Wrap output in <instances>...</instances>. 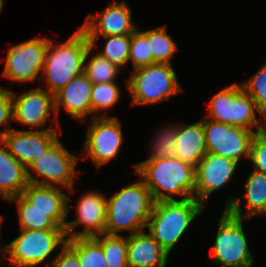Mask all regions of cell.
<instances>
[{"label":"cell","mask_w":266,"mask_h":267,"mask_svg":"<svg viewBox=\"0 0 266 267\" xmlns=\"http://www.w3.org/2000/svg\"><path fill=\"white\" fill-rule=\"evenodd\" d=\"M241 86L254 100L259 115L266 120V62Z\"/></svg>","instance_id":"d6a6232c"},{"label":"cell","mask_w":266,"mask_h":267,"mask_svg":"<svg viewBox=\"0 0 266 267\" xmlns=\"http://www.w3.org/2000/svg\"><path fill=\"white\" fill-rule=\"evenodd\" d=\"M141 231L128 235L127 263L131 267H166L169 254L150 235Z\"/></svg>","instance_id":"44dd1931"},{"label":"cell","mask_w":266,"mask_h":267,"mask_svg":"<svg viewBox=\"0 0 266 267\" xmlns=\"http://www.w3.org/2000/svg\"><path fill=\"white\" fill-rule=\"evenodd\" d=\"M105 39L100 55L119 68L126 66L129 60L131 35L102 36Z\"/></svg>","instance_id":"f546056e"},{"label":"cell","mask_w":266,"mask_h":267,"mask_svg":"<svg viewBox=\"0 0 266 267\" xmlns=\"http://www.w3.org/2000/svg\"><path fill=\"white\" fill-rule=\"evenodd\" d=\"M80 159L82 157L70 153L58 139L44 155L27 168L29 183L48 186L58 184L74 193V178L77 174L75 166ZM30 169L35 174L32 175ZM37 177L42 179L39 180Z\"/></svg>","instance_id":"9c48e42d"},{"label":"cell","mask_w":266,"mask_h":267,"mask_svg":"<svg viewBox=\"0 0 266 267\" xmlns=\"http://www.w3.org/2000/svg\"><path fill=\"white\" fill-rule=\"evenodd\" d=\"M132 12L126 1L110 3L101 14H89L80 27L91 46L96 47L99 36L131 35L137 28L132 22Z\"/></svg>","instance_id":"9a60e30c"},{"label":"cell","mask_w":266,"mask_h":267,"mask_svg":"<svg viewBox=\"0 0 266 267\" xmlns=\"http://www.w3.org/2000/svg\"><path fill=\"white\" fill-rule=\"evenodd\" d=\"M239 163L209 153L195 167V199L205 207L210 195L229 183Z\"/></svg>","instance_id":"2e32d148"},{"label":"cell","mask_w":266,"mask_h":267,"mask_svg":"<svg viewBox=\"0 0 266 267\" xmlns=\"http://www.w3.org/2000/svg\"><path fill=\"white\" fill-rule=\"evenodd\" d=\"M260 215H265V217H266V207H265V209L262 211V213Z\"/></svg>","instance_id":"f35d334b"},{"label":"cell","mask_w":266,"mask_h":267,"mask_svg":"<svg viewBox=\"0 0 266 267\" xmlns=\"http://www.w3.org/2000/svg\"><path fill=\"white\" fill-rule=\"evenodd\" d=\"M48 44L49 38L44 37L9 47L2 76L21 85L36 79L40 82L42 77L39 75L43 72Z\"/></svg>","instance_id":"8fae6325"},{"label":"cell","mask_w":266,"mask_h":267,"mask_svg":"<svg viewBox=\"0 0 266 267\" xmlns=\"http://www.w3.org/2000/svg\"><path fill=\"white\" fill-rule=\"evenodd\" d=\"M129 73L125 84L131 94V106L160 103L182 91L172 64L156 63Z\"/></svg>","instance_id":"5b68a950"},{"label":"cell","mask_w":266,"mask_h":267,"mask_svg":"<svg viewBox=\"0 0 266 267\" xmlns=\"http://www.w3.org/2000/svg\"><path fill=\"white\" fill-rule=\"evenodd\" d=\"M121 128L122 124L117 117H93L88 125L81 152L83 158L89 157L97 169L117 159L124 140Z\"/></svg>","instance_id":"30bf717a"},{"label":"cell","mask_w":266,"mask_h":267,"mask_svg":"<svg viewBox=\"0 0 266 267\" xmlns=\"http://www.w3.org/2000/svg\"><path fill=\"white\" fill-rule=\"evenodd\" d=\"M28 184L27 168L9 153L0 139V196L7 201L20 195Z\"/></svg>","instance_id":"603a6c76"},{"label":"cell","mask_w":266,"mask_h":267,"mask_svg":"<svg viewBox=\"0 0 266 267\" xmlns=\"http://www.w3.org/2000/svg\"><path fill=\"white\" fill-rule=\"evenodd\" d=\"M208 106L206 118L211 121L239 126L256 132L266 129L265 120L256 116L259 112L254 100L241 84L233 83L224 87L211 98Z\"/></svg>","instance_id":"8992f818"},{"label":"cell","mask_w":266,"mask_h":267,"mask_svg":"<svg viewBox=\"0 0 266 267\" xmlns=\"http://www.w3.org/2000/svg\"><path fill=\"white\" fill-rule=\"evenodd\" d=\"M249 160L253 163V170L266 174V130L253 137Z\"/></svg>","instance_id":"836d02e7"},{"label":"cell","mask_w":266,"mask_h":267,"mask_svg":"<svg viewBox=\"0 0 266 267\" xmlns=\"http://www.w3.org/2000/svg\"><path fill=\"white\" fill-rule=\"evenodd\" d=\"M2 223H3V217L0 216V241H1V228H2ZM4 254V257L1 258V255ZM6 245H3L1 246V243H0V259H3V258H6Z\"/></svg>","instance_id":"8d00e7d4"},{"label":"cell","mask_w":266,"mask_h":267,"mask_svg":"<svg viewBox=\"0 0 266 267\" xmlns=\"http://www.w3.org/2000/svg\"><path fill=\"white\" fill-rule=\"evenodd\" d=\"M66 244L78 255L81 267H107L103 248L94 237L67 239Z\"/></svg>","instance_id":"d4e9b609"},{"label":"cell","mask_w":266,"mask_h":267,"mask_svg":"<svg viewBox=\"0 0 266 267\" xmlns=\"http://www.w3.org/2000/svg\"><path fill=\"white\" fill-rule=\"evenodd\" d=\"M133 167L155 202L195 198V166L174 156L135 163Z\"/></svg>","instance_id":"6da1fadb"},{"label":"cell","mask_w":266,"mask_h":267,"mask_svg":"<svg viewBox=\"0 0 266 267\" xmlns=\"http://www.w3.org/2000/svg\"><path fill=\"white\" fill-rule=\"evenodd\" d=\"M65 229L27 230L20 229V235L6 245V259L14 267H48L45 264L57 247L66 244Z\"/></svg>","instance_id":"52a82bcc"},{"label":"cell","mask_w":266,"mask_h":267,"mask_svg":"<svg viewBox=\"0 0 266 267\" xmlns=\"http://www.w3.org/2000/svg\"><path fill=\"white\" fill-rule=\"evenodd\" d=\"M129 52L128 63L131 61L134 69L154 64L153 54L150 51L146 30L143 31L138 27L131 34Z\"/></svg>","instance_id":"1f68e13d"},{"label":"cell","mask_w":266,"mask_h":267,"mask_svg":"<svg viewBox=\"0 0 266 267\" xmlns=\"http://www.w3.org/2000/svg\"><path fill=\"white\" fill-rule=\"evenodd\" d=\"M102 246L107 267H128L127 246L128 235H112L108 233L94 237Z\"/></svg>","instance_id":"83f0119b"},{"label":"cell","mask_w":266,"mask_h":267,"mask_svg":"<svg viewBox=\"0 0 266 267\" xmlns=\"http://www.w3.org/2000/svg\"><path fill=\"white\" fill-rule=\"evenodd\" d=\"M244 196H230L225 203V210L231 215L243 219L258 216L266 207V174L253 170L246 178L244 184ZM244 200L245 213L242 201Z\"/></svg>","instance_id":"ffe728a7"},{"label":"cell","mask_w":266,"mask_h":267,"mask_svg":"<svg viewBox=\"0 0 266 267\" xmlns=\"http://www.w3.org/2000/svg\"><path fill=\"white\" fill-rule=\"evenodd\" d=\"M204 208L195 198L157 201L154 204L146 229L170 254L190 224L204 212Z\"/></svg>","instance_id":"277c9868"},{"label":"cell","mask_w":266,"mask_h":267,"mask_svg":"<svg viewBox=\"0 0 266 267\" xmlns=\"http://www.w3.org/2000/svg\"><path fill=\"white\" fill-rule=\"evenodd\" d=\"M3 5H4V0H0V13H1L2 9H3Z\"/></svg>","instance_id":"74e56055"},{"label":"cell","mask_w":266,"mask_h":267,"mask_svg":"<svg viewBox=\"0 0 266 267\" xmlns=\"http://www.w3.org/2000/svg\"><path fill=\"white\" fill-rule=\"evenodd\" d=\"M13 120V103L11 90L0 87V127H5L3 131L0 130V139L11 130L10 121Z\"/></svg>","instance_id":"e575fe53"},{"label":"cell","mask_w":266,"mask_h":267,"mask_svg":"<svg viewBox=\"0 0 266 267\" xmlns=\"http://www.w3.org/2000/svg\"><path fill=\"white\" fill-rule=\"evenodd\" d=\"M147 40L154 64H171V58L178 50V46L167 33L166 25L147 30Z\"/></svg>","instance_id":"4316f807"},{"label":"cell","mask_w":266,"mask_h":267,"mask_svg":"<svg viewBox=\"0 0 266 267\" xmlns=\"http://www.w3.org/2000/svg\"><path fill=\"white\" fill-rule=\"evenodd\" d=\"M58 186L29 183L21 195L33 208L46 213L57 226L65 229L67 217L71 211L70 198Z\"/></svg>","instance_id":"d6986e66"},{"label":"cell","mask_w":266,"mask_h":267,"mask_svg":"<svg viewBox=\"0 0 266 267\" xmlns=\"http://www.w3.org/2000/svg\"><path fill=\"white\" fill-rule=\"evenodd\" d=\"M7 201L10 203L15 202L17 206V214L19 218L20 229L27 230H52L64 229L57 226L46 213L33 208V206L20 194L9 198Z\"/></svg>","instance_id":"cb8c5ba5"},{"label":"cell","mask_w":266,"mask_h":267,"mask_svg":"<svg viewBox=\"0 0 266 267\" xmlns=\"http://www.w3.org/2000/svg\"><path fill=\"white\" fill-rule=\"evenodd\" d=\"M207 154L203 118L192 124H179L175 157L196 167Z\"/></svg>","instance_id":"7402d4cb"},{"label":"cell","mask_w":266,"mask_h":267,"mask_svg":"<svg viewBox=\"0 0 266 267\" xmlns=\"http://www.w3.org/2000/svg\"><path fill=\"white\" fill-rule=\"evenodd\" d=\"M11 90L12 103H13V120L24 124V126H30L32 128H42L44 130H57L61 132V126L56 116L54 95L49 93L46 89L40 88L39 85L27 92H23L21 95H16ZM52 116V122L48 128L46 123ZM56 127V129H55Z\"/></svg>","instance_id":"7c38bea8"},{"label":"cell","mask_w":266,"mask_h":267,"mask_svg":"<svg viewBox=\"0 0 266 267\" xmlns=\"http://www.w3.org/2000/svg\"><path fill=\"white\" fill-rule=\"evenodd\" d=\"M76 206V219L67 221L65 226L67 239L90 238L105 233L107 197L97 190L87 191L80 196ZM79 225L84 229L74 231Z\"/></svg>","instance_id":"5bb4252c"},{"label":"cell","mask_w":266,"mask_h":267,"mask_svg":"<svg viewBox=\"0 0 266 267\" xmlns=\"http://www.w3.org/2000/svg\"><path fill=\"white\" fill-rule=\"evenodd\" d=\"M155 201L144 182L124 186L107 199V220L105 233L120 235L128 231L132 235L144 231L152 213Z\"/></svg>","instance_id":"7a4b0ae2"},{"label":"cell","mask_w":266,"mask_h":267,"mask_svg":"<svg viewBox=\"0 0 266 267\" xmlns=\"http://www.w3.org/2000/svg\"><path fill=\"white\" fill-rule=\"evenodd\" d=\"M117 82L93 83L91 93L92 118L99 116H107L106 113L99 114L112 109L120 99V88ZM98 113V114H97Z\"/></svg>","instance_id":"f1b7e54d"},{"label":"cell","mask_w":266,"mask_h":267,"mask_svg":"<svg viewBox=\"0 0 266 267\" xmlns=\"http://www.w3.org/2000/svg\"><path fill=\"white\" fill-rule=\"evenodd\" d=\"M56 130H15L3 135L1 141L9 153L26 168L44 155L59 139Z\"/></svg>","instance_id":"e0dca14e"},{"label":"cell","mask_w":266,"mask_h":267,"mask_svg":"<svg viewBox=\"0 0 266 267\" xmlns=\"http://www.w3.org/2000/svg\"><path fill=\"white\" fill-rule=\"evenodd\" d=\"M54 259L48 262V267H81L78 255L65 244Z\"/></svg>","instance_id":"d590c367"},{"label":"cell","mask_w":266,"mask_h":267,"mask_svg":"<svg viewBox=\"0 0 266 267\" xmlns=\"http://www.w3.org/2000/svg\"><path fill=\"white\" fill-rule=\"evenodd\" d=\"M91 46L85 32L79 28L65 42H53L49 38L43 72L47 91L53 95L73 78L84 72V61Z\"/></svg>","instance_id":"3957f363"},{"label":"cell","mask_w":266,"mask_h":267,"mask_svg":"<svg viewBox=\"0 0 266 267\" xmlns=\"http://www.w3.org/2000/svg\"><path fill=\"white\" fill-rule=\"evenodd\" d=\"M207 152L239 163L244 155L249 159L253 137L257 133L243 127L219 123L203 118Z\"/></svg>","instance_id":"4fadbf2b"},{"label":"cell","mask_w":266,"mask_h":267,"mask_svg":"<svg viewBox=\"0 0 266 267\" xmlns=\"http://www.w3.org/2000/svg\"><path fill=\"white\" fill-rule=\"evenodd\" d=\"M93 83L83 72L73 78L67 85L54 94L55 111L59 120L62 108L71 117L82 123L87 121V116L92 115L91 93Z\"/></svg>","instance_id":"ac0fdd59"},{"label":"cell","mask_w":266,"mask_h":267,"mask_svg":"<svg viewBox=\"0 0 266 267\" xmlns=\"http://www.w3.org/2000/svg\"><path fill=\"white\" fill-rule=\"evenodd\" d=\"M92 50L93 47L90 46L85 56L84 73L86 76L95 84L115 82L120 68L102 57L99 52L90 57Z\"/></svg>","instance_id":"484cf974"},{"label":"cell","mask_w":266,"mask_h":267,"mask_svg":"<svg viewBox=\"0 0 266 267\" xmlns=\"http://www.w3.org/2000/svg\"><path fill=\"white\" fill-rule=\"evenodd\" d=\"M178 125H172L163 127V129L158 130L156 137L152 139L151 154L149 158L144 161H154L161 158L174 157L176 152V135H177Z\"/></svg>","instance_id":"4dcf8cb0"},{"label":"cell","mask_w":266,"mask_h":267,"mask_svg":"<svg viewBox=\"0 0 266 267\" xmlns=\"http://www.w3.org/2000/svg\"><path fill=\"white\" fill-rule=\"evenodd\" d=\"M243 219L223 210L218 220L215 242L210 258L215 265L224 267H252L254 257L249 250L247 237L243 229Z\"/></svg>","instance_id":"ba28073f"}]
</instances>
